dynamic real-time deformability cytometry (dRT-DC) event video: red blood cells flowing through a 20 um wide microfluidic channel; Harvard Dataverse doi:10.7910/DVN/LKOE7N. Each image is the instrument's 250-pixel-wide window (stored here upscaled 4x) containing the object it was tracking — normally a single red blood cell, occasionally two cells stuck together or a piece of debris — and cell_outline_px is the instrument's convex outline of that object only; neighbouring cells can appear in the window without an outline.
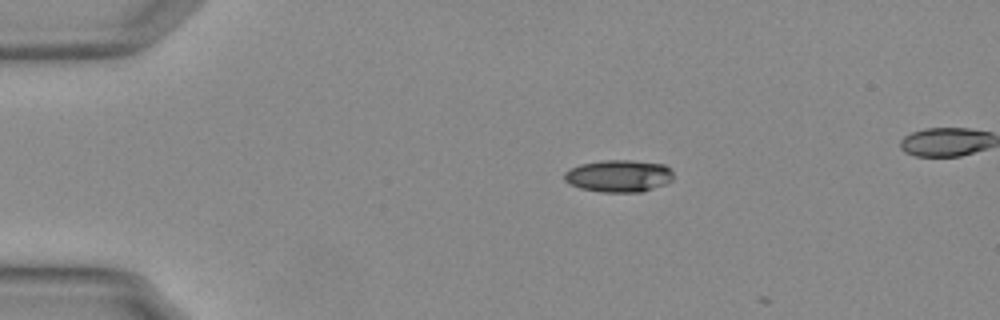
{"species": "Egyptian fruit bat (a non-hibernating species)", "species_latin": "Rousettus aegyptiacus", "temperature_condition": "warm", "stored_images_in_passage": 3, "camera_frame_rate_fps": 3000, "um_per_image_px": 0.085, "animal": {"sex": "female"}, "frame": {"image": 1, "passage_image": 1, "time_ms": 0.0, "image_size_px": [1000, 320], "cell_outline_px": [[672, 180], [664, 184], [640, 192], [604, 192], [580, 188], [564, 180], [564, 172], [580, 164], [604, 160], [628, 160], [664, 164], [672, 172]], "centroid_in_image_um": [52.58, 14.95], "position_along_channel_um": 32.4, "area_um2": 20.17}}